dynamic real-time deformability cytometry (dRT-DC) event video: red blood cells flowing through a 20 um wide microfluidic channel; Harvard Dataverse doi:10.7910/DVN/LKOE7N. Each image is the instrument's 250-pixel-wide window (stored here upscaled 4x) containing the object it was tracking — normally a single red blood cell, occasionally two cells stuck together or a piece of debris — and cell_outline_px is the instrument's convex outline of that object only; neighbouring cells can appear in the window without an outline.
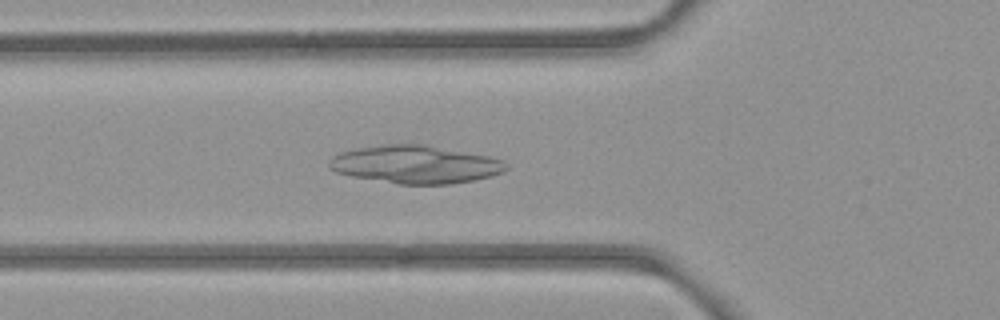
{"species": "common noctule bat (a hibernating species)", "species_latin": "Nyctalus noctula", "temperature_condition": "room temperature", "stored_images_in_passage": 45, "camera_frame_rate_fps": 3000, "um_per_image_px": 0.085, "animal": {"sex": "female", "body_mass_g": 21.9}, "frame": {"image": 1, "passage_image": 15, "time_ms": 4.667, "image_size_px": [1000, 320], "cell_outline_px": [[508, 168], [504, 172], [492, 176], [452, 184], [400, 184], [352, 176], [336, 172], [328, 168], [328, 160], [332, 156], [340, 152], [352, 148], [380, 144], [424, 144], [488, 156], [504, 160], [508, 164]], "centroid_in_image_um": [35.28, 13.96], "position_along_channel_um": 90.5, "area_um2": 39.42}}
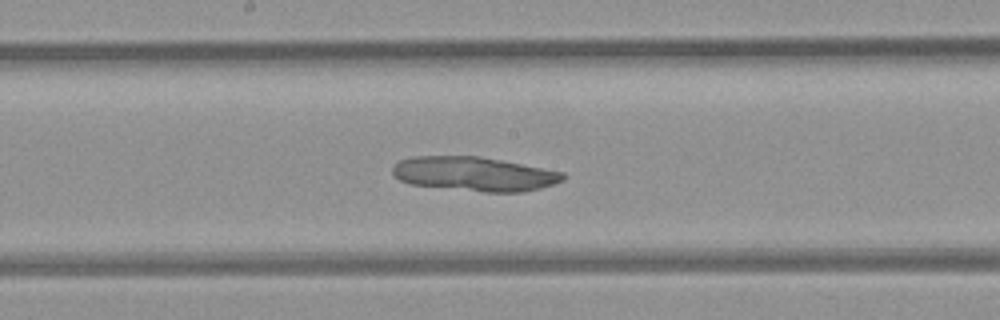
{"frame": {"image": 2, "passage_image": 24, "time_ms": 7.667, "image_size_px": [1000, 320], "cell_outline_px": [[568, 176], [564, 180], [540, 188], [524, 192], [484, 192], [408, 184], [400, 180], [392, 172], [392, 168], [400, 160], [412, 156], [480, 156], [564, 172]], "centroid_in_image_um": [40.33, 14.78], "position_along_channel_um": 207.9, "area_um2": 34.04}}
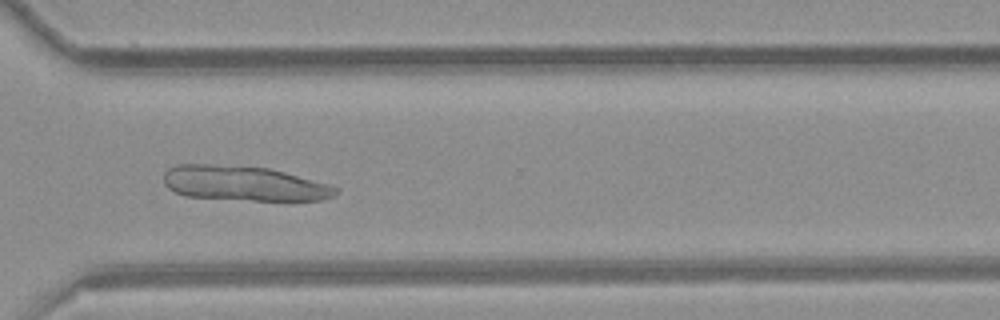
{"frame": {"image": 3, "passage_image": 35, "time_ms": 11.333, "image_size_px": [1000, 320], "cell_outline_px": [[340, 188], [336, 196], [324, 200], [252, 200], [184, 196], [168, 188], [164, 184], [164, 172], [168, 168], [176, 164], [212, 164], [268, 168], [332, 184]], "centroid_in_image_um": [20.77, 15.59], "position_along_channel_um": 349.8, "area_um2": 35.14}}